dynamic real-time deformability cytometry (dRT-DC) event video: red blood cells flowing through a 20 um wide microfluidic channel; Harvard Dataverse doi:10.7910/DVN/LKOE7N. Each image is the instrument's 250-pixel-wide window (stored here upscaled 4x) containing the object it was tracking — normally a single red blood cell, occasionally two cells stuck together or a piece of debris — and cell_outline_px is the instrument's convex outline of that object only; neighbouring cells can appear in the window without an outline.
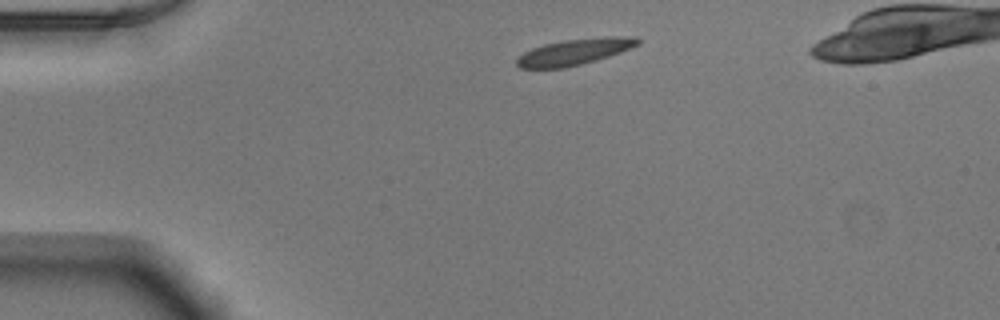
{"species": "Egyptian fruit bat (a non-hibernating species)", "species_latin": "Rousettus aegyptiacus", "temperature_condition": "warm", "stored_images_in_passage": 40, "camera_frame_rate_fps": 3000, "um_per_image_px": 0.085, "animal": {"sex": "male"}, "frame": {"image": 1, "passage_image": 1, "time_ms": 0.0, "image_size_px": [1000, 320], "cell_outline_px": [[640, 44], [620, 52], [596, 60], [564, 68], [520, 68], [516, 64], [516, 60], [524, 52], [532, 48], [544, 44], [564, 40], [604, 36], [636, 36], [640, 40]], "centroid_in_image_um": [48.86, 4.39], "position_along_channel_um": 36.1, "area_um2": 18.38}}
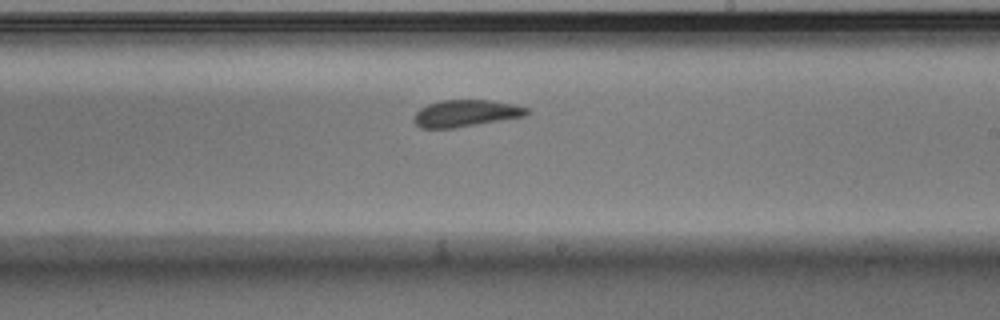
{"frame": {"image": 2, "passage_image": 21, "time_ms": 6.667, "image_size_px": [1000, 320], "cell_outline_px": [[528, 112], [524, 116], [452, 128], [420, 128], [412, 120], [416, 112], [420, 108], [428, 104], [444, 100], [488, 100], [512, 104], [528, 108]], "centroid_in_image_um": [39.53, 9.63], "position_along_channel_um": 249.5, "area_um2": 17.34}}
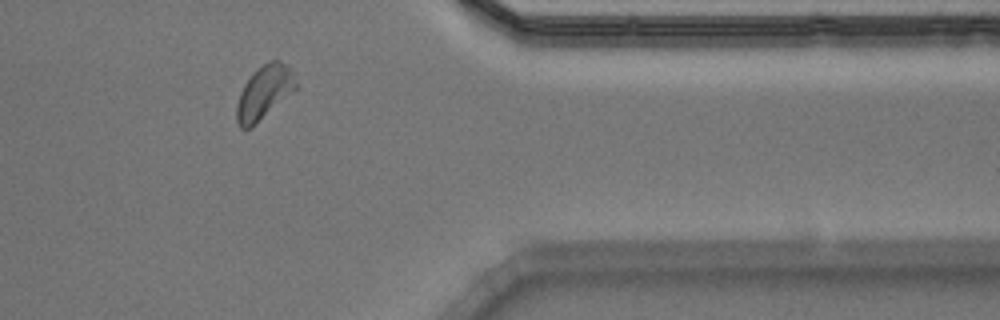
{"frame": {"image": 3, "passage_image": 33, "time_ms": 10.667, "image_size_px": [1000, 320], "cell_outline_px": [[296, 88], [252, 128], [240, 128], [236, 120], [236, 104], [240, 92], [244, 84], [252, 72], [256, 68], [268, 60], [280, 60], [288, 64], [292, 68], [296, 84]], "centroid_in_image_um": [22.43, 7.82], "position_along_channel_um": 389.0, "area_um2": 18.67}}